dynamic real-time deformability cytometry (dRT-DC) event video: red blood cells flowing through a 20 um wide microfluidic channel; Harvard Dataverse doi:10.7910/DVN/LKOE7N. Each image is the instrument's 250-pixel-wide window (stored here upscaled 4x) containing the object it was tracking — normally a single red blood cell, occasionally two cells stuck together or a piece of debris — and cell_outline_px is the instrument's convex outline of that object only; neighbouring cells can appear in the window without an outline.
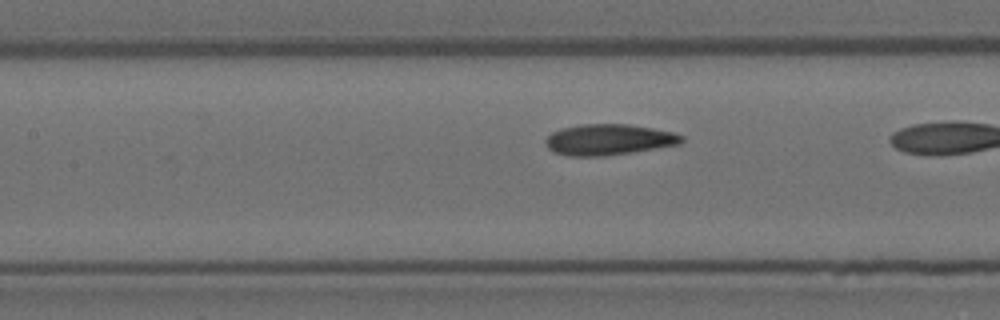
{"species": "Egyptian fruit bat (a non-hibernating species)", "species_latin": "Rousettus aegyptiacus", "temperature_condition": "room temperature", "stored_images_in_passage": 16, "camera_frame_rate_fps": 3000, "um_per_image_px": 0.085, "animal": {"sex": "female"}, "frame": {"image": 1, "passage_image": 14, "time_ms": 4.333, "image_size_px": [1000, 320], "cell_outline_px": [[684, 140], [680, 144], [604, 156], [568, 156], [552, 152], [548, 148], [544, 140], [552, 132], [564, 128], [580, 124], [628, 124], [652, 128], [672, 132], [684, 136]], "centroid_in_image_um": [51.71, 11.87], "position_along_channel_um": 155.7, "area_um2": 24.39}}